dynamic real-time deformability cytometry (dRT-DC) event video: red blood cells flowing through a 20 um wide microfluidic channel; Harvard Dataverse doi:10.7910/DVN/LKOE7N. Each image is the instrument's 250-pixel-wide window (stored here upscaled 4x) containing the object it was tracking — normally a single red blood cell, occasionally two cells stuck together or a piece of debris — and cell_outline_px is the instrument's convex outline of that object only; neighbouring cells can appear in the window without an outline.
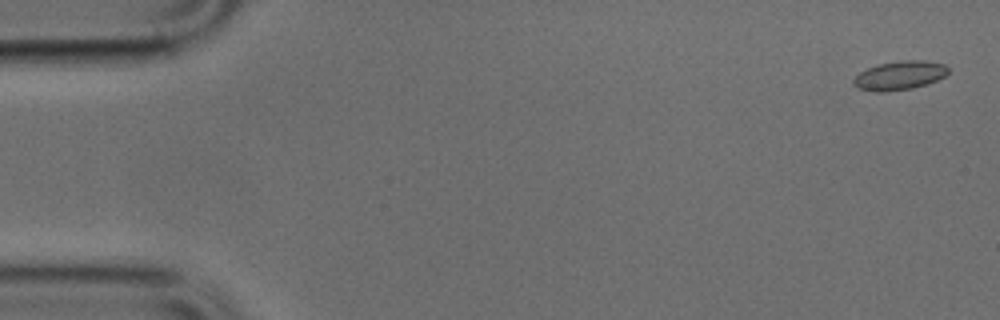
{"species": "common noctule bat (a hibernating species)", "species_latin": "Nyctalus noctula", "temperature_condition": "cold", "stored_images_in_passage": 13, "camera_frame_rate_fps": 3000, "um_per_image_px": 0.085, "animal": {"sex": "male", "body_mass_g": 17.9, "forearm_length_mm": 54.2}, "frame": {"image": 1, "passage_image": 2, "time_ms": 0.333, "image_size_px": [1000, 320], "cell_outline_px": [[948, 72], [944, 76], [936, 80], [912, 88], [888, 92], [876, 92], [856, 88], [852, 84], [852, 80], [860, 72], [876, 64], [904, 60], [924, 60], [944, 64], [948, 68]], "centroid_in_image_um": [76.41, 6.42], "position_along_channel_um": 8.6, "area_um2": 15.95}}
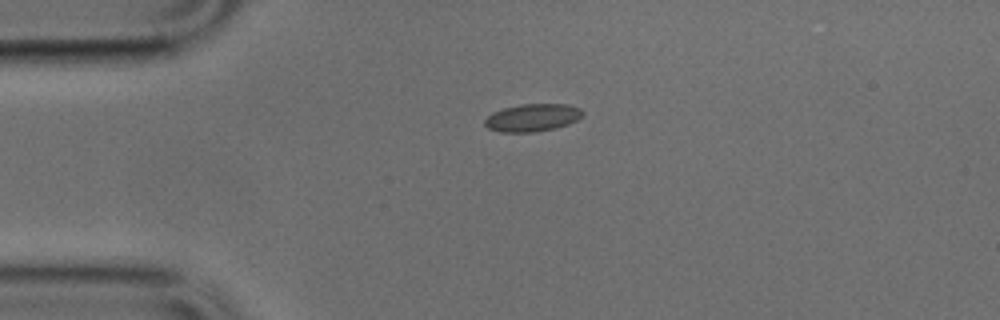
{"frame": {"image": 2, "passage_image": 12, "time_ms": 3.667, "image_size_px": [1000, 320], "cell_outline_px": [[584, 112], [576, 120], [568, 124], [556, 128], [532, 132], [500, 132], [488, 128], [484, 124], [484, 120], [492, 112], [504, 108], [520, 104], [568, 104], [580, 108]], "centroid_in_image_um": [45.24, 9.99], "position_along_channel_um": 39.8, "area_um2": 15.72}}